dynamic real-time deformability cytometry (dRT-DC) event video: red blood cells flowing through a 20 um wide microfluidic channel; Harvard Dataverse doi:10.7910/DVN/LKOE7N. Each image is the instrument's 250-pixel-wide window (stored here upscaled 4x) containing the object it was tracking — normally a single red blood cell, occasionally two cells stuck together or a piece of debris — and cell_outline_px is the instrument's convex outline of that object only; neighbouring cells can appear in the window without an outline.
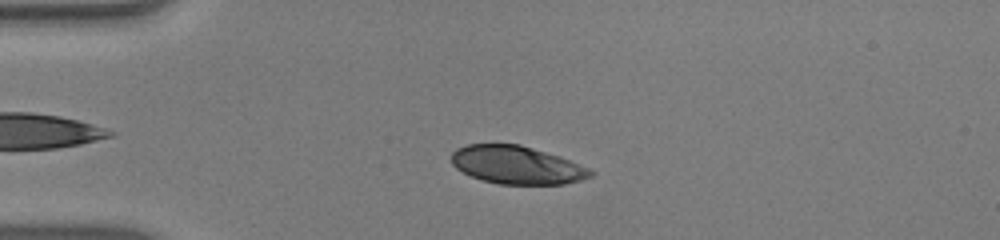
{"species": "human", "species_latin": "Homo sapiens", "temperature_condition": "warm", "stored_images_in_passage": 51, "camera_frame_rate_fps": 3000, "um_per_image_px": 0.085, "donor": {"sex": "male"}, "frame": {"image": 1, "passage_image": 11, "time_ms": 3.333, "image_size_px": [1000, 240], "cell_outline_px": [[596, 172], [592, 176], [580, 180], [564, 184], [500, 184], [484, 180], [472, 176], [456, 168], [452, 164], [452, 152], [456, 148], [468, 144], [520, 144], [560, 156], [588, 168]], "centroid_in_image_um": [43.94, 14.02], "position_along_channel_um": 41.1, "area_um2": 30.69}}
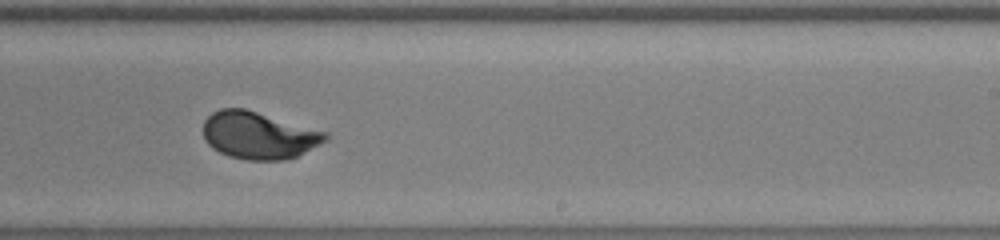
{"frame": {"image": 2, "passage_image": 31, "time_ms": 10.0, "image_size_px": [1000, 240], "cell_outline_px": [[328, 140], [296, 156], [284, 160], [248, 160], [228, 156], [212, 148], [204, 140], [204, 120], [212, 112], [220, 108], [244, 108], [328, 132]], "centroid_in_image_um": [21.98, 11.5], "position_along_channel_um": 267.0, "area_um2": 33.64}}
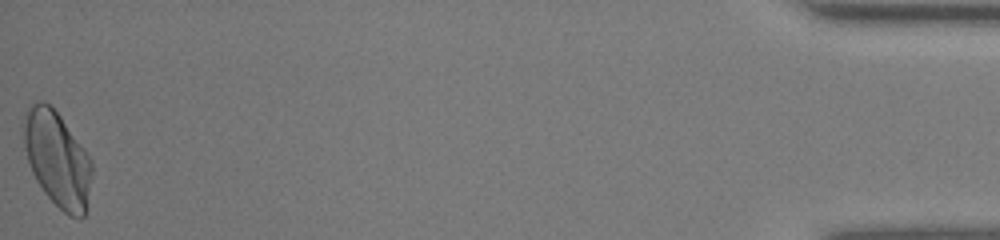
{"frame": {"image": 3, "passage_image": 51, "time_ms": 16.667, "image_size_px": [1000, 240], "cell_outline_px": [[92, 172], [84, 216], [68, 216], [44, 192], [36, 180], [28, 164], [24, 148], [20, 128], [24, 112], [36, 100], [44, 100], [60, 116], [84, 148], [92, 160]], "centroid_in_image_um": [4.81, 13.46], "position_along_channel_um": 430.4, "area_um2": 38.03}, "authors_computed_cell_mechanics": {"area_um2": 33.6396, "velocity_mm_per_s": 3.8927, "shape_relaxation_time_tau1_ms": 2.758, "shape_relaxation_time_tau2_ms": null, "deformation_change_tau1": 0.1579, "deformation_change_tau2": null}}